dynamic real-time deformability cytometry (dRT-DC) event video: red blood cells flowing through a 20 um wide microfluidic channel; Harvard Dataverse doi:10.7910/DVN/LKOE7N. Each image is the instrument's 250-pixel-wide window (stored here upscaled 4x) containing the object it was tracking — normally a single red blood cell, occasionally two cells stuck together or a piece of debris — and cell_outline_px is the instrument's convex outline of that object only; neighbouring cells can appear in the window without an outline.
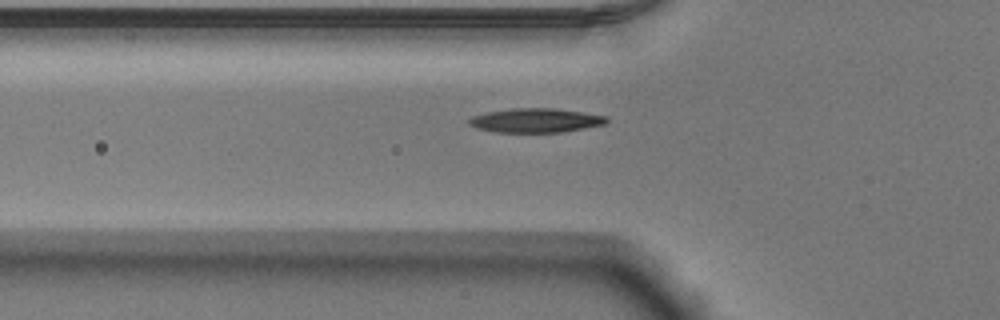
{"species": "Egyptian fruit bat (a non-hibernating species)", "species_latin": "Rousettus aegyptiacus", "temperature_condition": "warm", "stored_images_in_passage": 37, "camera_frame_rate_fps": 3000, "um_per_image_px": 0.085, "animal": {"sex": "male"}, "frame": {"image": 1, "passage_image": 8, "time_ms": 2.333, "image_size_px": [1000, 320], "cell_outline_px": [[608, 124], [560, 132], [492, 132], [476, 128], [468, 124], [468, 120], [472, 116], [488, 112], [512, 108], [556, 108], [608, 116]], "centroid_in_image_um": [45.54, 10.23], "position_along_channel_um": 80.3, "area_um2": 19.48}}
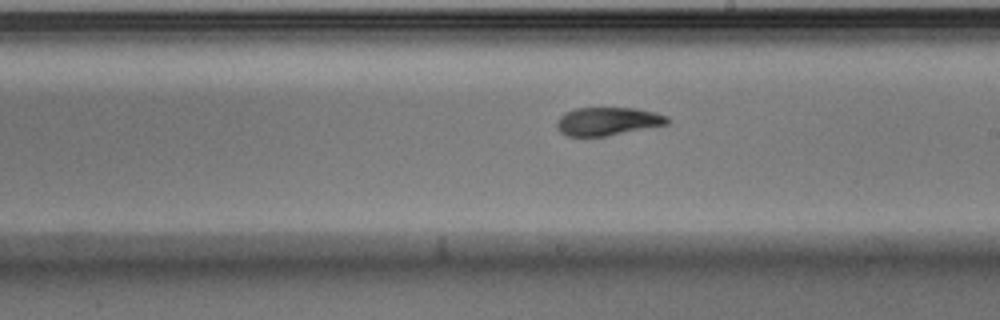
{"frame": {"image": 2, "passage_image": 20, "time_ms": 6.333, "image_size_px": [1000, 320], "cell_outline_px": [[668, 124], [608, 136], [568, 136], [560, 132], [556, 128], [556, 120], [564, 112], [576, 108], [636, 108], [656, 112], [668, 116]], "centroid_in_image_um": [51.63, 10.31], "position_along_channel_um": 237.4, "area_um2": 18.32}}
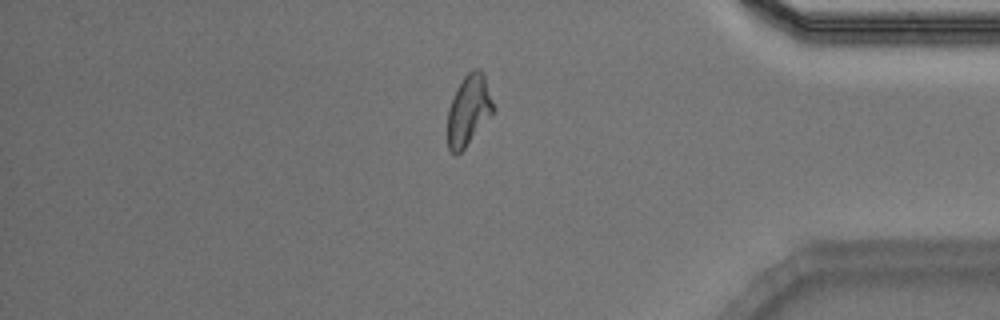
{"frame": {"image": 3, "passage_image": 34, "time_ms": 11.0, "image_size_px": [1000, 320], "cell_outline_px": [[492, 116], [464, 148], [456, 156], [448, 148], [448, 108], [464, 76], [472, 68], [480, 68], [484, 72], [492, 100]], "centroid_in_image_um": [39.84, 9.36], "position_along_channel_um": 395.4, "area_um2": 18.55}}